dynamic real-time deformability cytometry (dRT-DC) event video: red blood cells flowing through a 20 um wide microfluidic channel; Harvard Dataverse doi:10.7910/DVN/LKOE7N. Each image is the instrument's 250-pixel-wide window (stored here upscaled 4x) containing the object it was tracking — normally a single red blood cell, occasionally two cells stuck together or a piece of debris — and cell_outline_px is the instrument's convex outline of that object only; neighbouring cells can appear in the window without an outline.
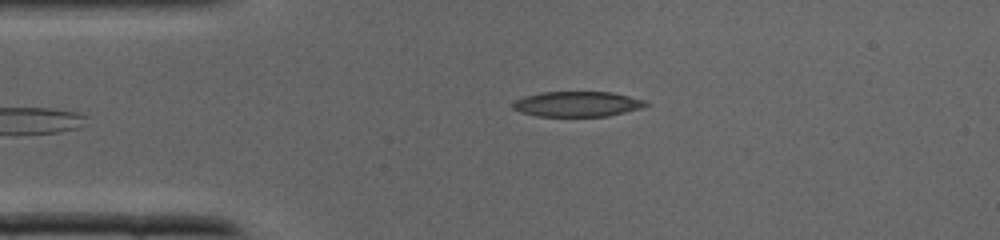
{"species": "common noctule bat (a hibernating species)", "species_latin": "Nyctalus noctula", "temperature_condition": "cold", "stored_images_in_passage": 30, "camera_frame_rate_fps": 3000, "um_per_image_px": 0.085, "animal": {"sex": "male", "body_mass_g": 19.0, "forearm_length_mm": 50.8}, "frame": {"image": 1, "passage_image": 1, "time_ms": 0.0, "image_size_px": [1000, 240], "cell_outline_px": [[648, 104], [644, 108], [608, 116], [536, 116], [512, 108], [512, 104], [516, 100], [524, 96], [544, 92], [612, 92], [648, 100]], "centroid_in_image_um": [49.15, 8.84], "position_along_channel_um": 35.9, "area_um2": 19.59}}
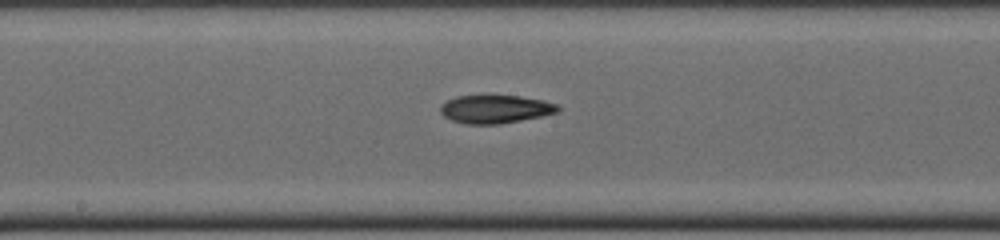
{"frame": {"image": 2, "passage_image": 12, "time_ms": 3.667, "image_size_px": [1000, 240], "cell_outline_px": [[560, 108], [556, 112], [540, 116], [500, 124], [464, 124], [452, 120], [444, 116], [440, 112], [440, 104], [456, 96], [520, 96], [540, 100], [556, 104]], "centroid_in_image_um": [42.04, 9.28], "position_along_channel_um": 206.2, "area_um2": 19.02}}
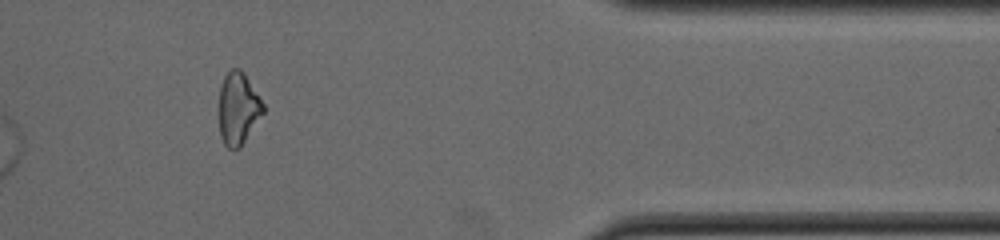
{"frame": {"image": 3, "passage_image": 24, "time_ms": 7.667, "image_size_px": [1000, 240], "cell_outline_px": [[264, 112], [240, 148], [228, 148], [224, 144], [220, 136], [220, 88], [224, 76], [232, 68], [240, 68], [244, 72], [264, 104]], "centroid_in_image_um": [20.25, 9.21], "position_along_channel_um": 391.1, "area_um2": 18.44}}